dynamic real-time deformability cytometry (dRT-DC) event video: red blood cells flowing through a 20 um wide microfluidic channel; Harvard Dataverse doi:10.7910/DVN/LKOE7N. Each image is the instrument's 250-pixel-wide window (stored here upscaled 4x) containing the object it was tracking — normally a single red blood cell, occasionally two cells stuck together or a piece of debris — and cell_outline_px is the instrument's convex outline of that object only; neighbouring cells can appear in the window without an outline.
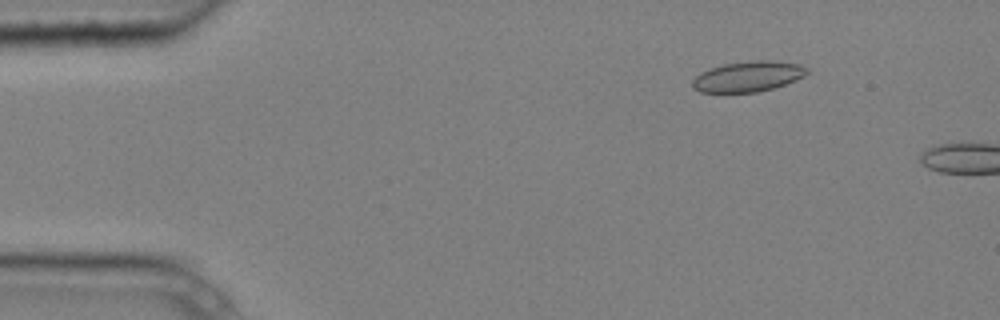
{"species": "common noctule bat (a hibernating species)", "species_latin": "Nyctalus noctula", "temperature_condition": "cold", "stored_images_in_passage": 3, "camera_frame_rate_fps": 3000, "um_per_image_px": 0.085, "animal": {"sex": "male", "body_mass_g": 20.4}, "frame": {"image": 1, "passage_image": 2, "time_ms": 0.333, "image_size_px": [1000, 320], "cell_outline_px": [[808, 72], [804, 76], [796, 80], [772, 88], [756, 92], [700, 92], [692, 88], [692, 80], [700, 72], [724, 64], [760, 60], [772, 60], [800, 64], [808, 68]], "centroid_in_image_um": [63.58, 6.5], "position_along_channel_um": 21.4, "area_um2": 20.17}}